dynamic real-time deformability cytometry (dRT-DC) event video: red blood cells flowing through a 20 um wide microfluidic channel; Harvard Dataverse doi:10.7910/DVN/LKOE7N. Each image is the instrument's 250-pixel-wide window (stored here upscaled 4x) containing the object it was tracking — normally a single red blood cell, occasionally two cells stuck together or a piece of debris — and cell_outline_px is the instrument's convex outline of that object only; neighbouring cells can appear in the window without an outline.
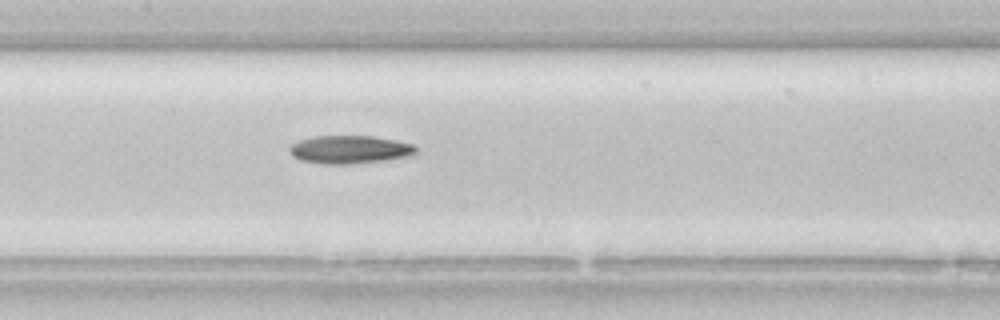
{"species": "common noctule bat (a hibernating species)", "species_latin": "Nyctalus noctula", "temperature_condition": "room temperature", "stored_images_in_passage": 35, "camera_frame_rate_fps": 3000, "um_per_image_px": 0.085, "animal": {"sex": "female", "body_mass_g": 22.7, "forearm_length_mm": 54.2}, "frame": {"image": 1, "passage_image": 11, "time_ms": 3.333, "image_size_px": [1000, 320], "cell_outline_px": [[416, 152], [412, 156], [384, 160], [348, 164], [320, 164], [300, 160], [292, 156], [288, 152], [288, 148], [292, 144], [300, 140], [316, 136], [372, 136], [412, 144], [416, 148]], "centroid_in_image_um": [29.68, 12.72], "position_along_channel_um": 177.7, "area_um2": 20.63}}
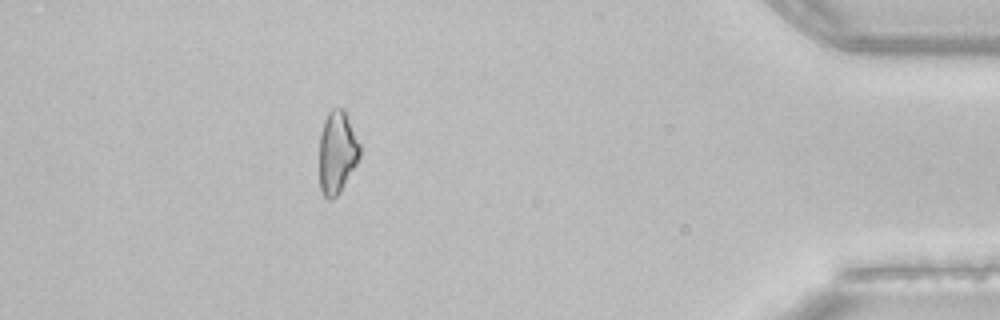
{"frame": {"image": 2, "passage_image": 30, "time_ms": 9.667, "image_size_px": [1000, 320], "cell_outline_px": [[360, 156], [356, 164], [340, 192], [332, 200], [328, 200], [324, 196], [320, 188], [320, 136], [324, 120], [328, 112], [332, 108], [344, 108], [360, 144]], "centroid_in_image_um": [28.66, 12.94], "position_along_channel_um": 406.5, "area_um2": 19.42}}